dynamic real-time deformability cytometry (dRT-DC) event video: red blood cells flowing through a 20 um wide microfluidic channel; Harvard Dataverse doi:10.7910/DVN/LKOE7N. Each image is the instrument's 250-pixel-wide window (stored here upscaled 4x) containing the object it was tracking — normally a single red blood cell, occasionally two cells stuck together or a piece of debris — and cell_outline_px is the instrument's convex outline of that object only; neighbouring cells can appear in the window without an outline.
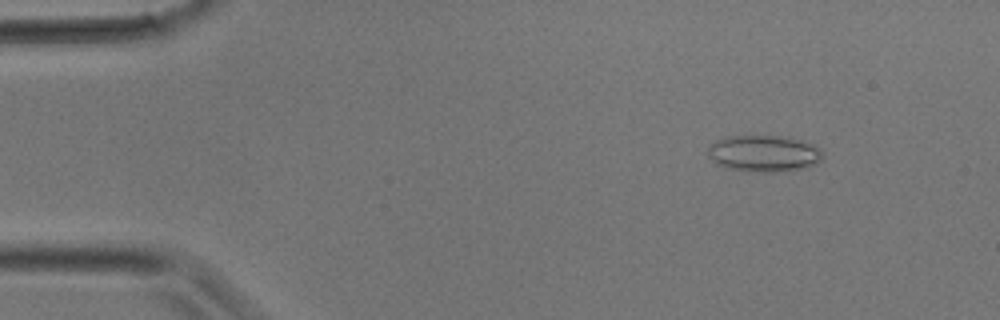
{"species": "common noctule bat (a hibernating species)", "species_latin": "Nyctalus noctula", "temperature_condition": "room temperature", "stored_images_in_passage": 31, "camera_frame_rate_fps": 3000, "um_per_image_px": 0.085, "animal": {"sex": "male", "body_mass_g": 17.9}, "frame": {"image": 1, "passage_image": 1, "time_ms": 0.0, "image_size_px": [1000, 320], "cell_outline_px": [[820, 160], [804, 168], [776, 172], [760, 172], [728, 168], [716, 164], [708, 156], [708, 144], [716, 140], [732, 136], [788, 136], [816, 144], [820, 148]], "centroid_in_image_um": [64.91, 13.03], "position_along_channel_um": 20.1, "area_um2": 24.45}}
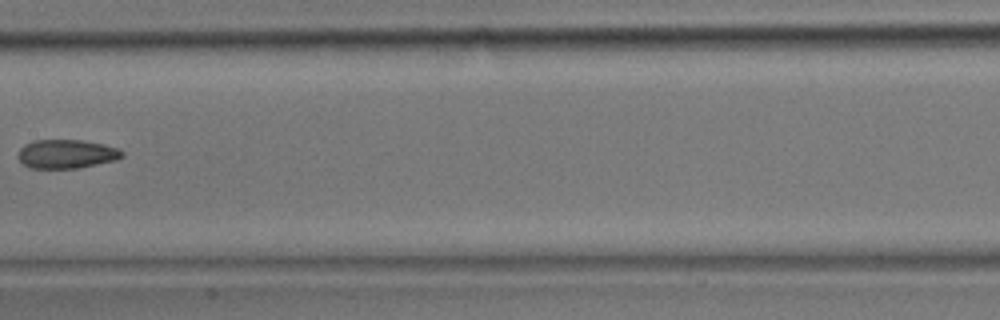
{"frame": {"image": 2, "passage_image": 14, "time_ms": 4.333, "image_size_px": [1000, 320], "cell_outline_px": [[124, 156], [116, 160], [80, 168], [28, 168], [16, 156], [20, 148], [24, 144], [32, 140], [80, 140], [104, 144], [116, 148], [124, 152]], "centroid_in_image_um": [5.63, 13.09], "position_along_channel_um": 201.8, "area_um2": 17.63}}
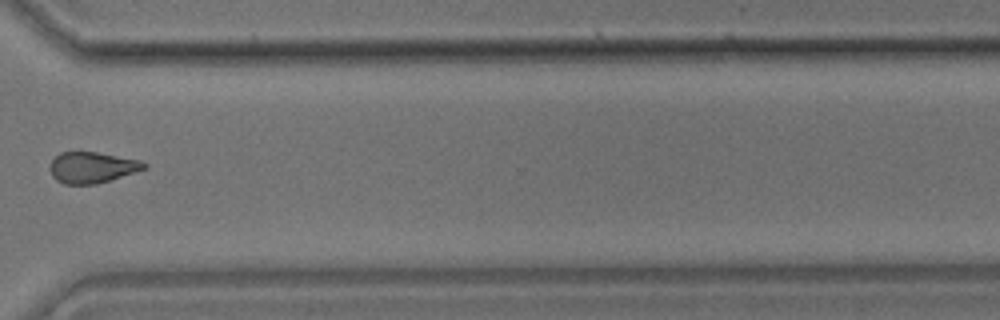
{"frame": {"image": 3, "passage_image": 22, "time_ms": 7.0, "image_size_px": [1000, 320], "cell_outline_px": [[148, 168], [96, 184], [64, 184], [56, 180], [52, 176], [52, 160], [60, 152], [96, 152], [140, 160], [148, 164]], "centroid_in_image_um": [7.86, 14.23], "position_along_channel_um": 362.7, "area_um2": 16.82}}